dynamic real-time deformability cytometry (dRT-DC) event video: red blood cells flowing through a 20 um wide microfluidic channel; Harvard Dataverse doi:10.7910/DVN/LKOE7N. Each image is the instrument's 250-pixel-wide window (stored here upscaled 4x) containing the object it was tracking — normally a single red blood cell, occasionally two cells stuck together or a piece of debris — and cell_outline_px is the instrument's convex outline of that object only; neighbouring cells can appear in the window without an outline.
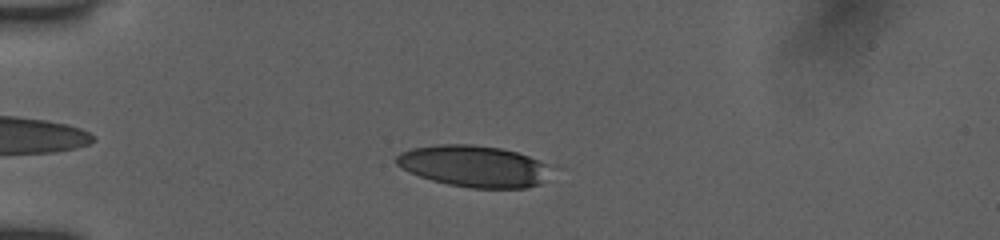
{"species": "human", "species_latin": "Homo sapiens", "temperature_condition": "room temperature", "stored_images_in_passage": 42, "camera_frame_rate_fps": 3000, "um_per_image_px": 0.085, "donor": {"sex": "female"}, "frame": {"image": 1, "passage_image": 8, "time_ms": 2.333, "image_size_px": [1000, 240], "cell_outline_px": [[544, 164], [540, 184], [524, 188], [472, 188], [448, 184], [432, 180], [408, 172], [400, 168], [396, 164], [396, 156], [400, 152], [412, 148], [440, 144], [472, 144], [500, 148], [516, 152], [528, 156]], "centroid_in_image_um": [40.12, 14.11], "position_along_channel_um": 44.9, "area_um2": 36.59}}
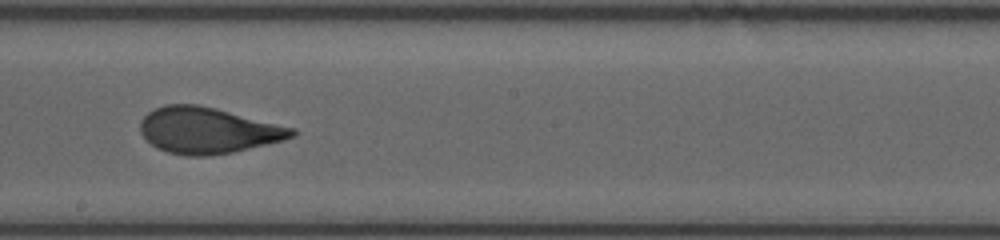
{"frame": {"image": 2, "passage_image": 25, "time_ms": 8.0, "image_size_px": [1000, 240], "cell_outline_px": [[296, 132], [292, 136], [280, 140], [232, 152], [204, 156], [188, 156], [168, 152], [156, 148], [140, 132], [140, 120], [148, 112], [164, 104], [200, 104], [296, 128]], "centroid_in_image_um": [17.62, 11.06], "position_along_channel_um": 230.6, "area_um2": 40.4}}
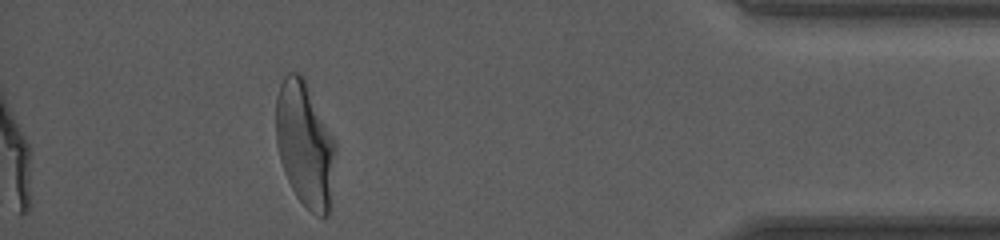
{"frame": {"image": 3, "passage_image": 42, "time_ms": 13.667, "image_size_px": [1000, 240], "cell_outline_px": [[336, 148], [332, 204], [328, 216], [320, 216], [312, 212], [296, 196], [284, 172], [280, 160], [276, 144], [276, 96], [280, 84], [284, 76], [288, 72], [300, 72], [304, 76], [336, 144]], "centroid_in_image_um": [25.93, 12.27], "position_along_channel_um": 409.3, "area_um2": 43.87}, "authors_computed_cell_mechanics": {"area_um2": 40.3155, "velocity_mm_per_s": 3.9076, "shape_relaxation_time_tau1_ms": 4.1868, "shape_relaxation_time_tau2_ms": 0.8279, "deformation_change_tau1": 0.1998, "deformation_change_tau2": 0.078}}